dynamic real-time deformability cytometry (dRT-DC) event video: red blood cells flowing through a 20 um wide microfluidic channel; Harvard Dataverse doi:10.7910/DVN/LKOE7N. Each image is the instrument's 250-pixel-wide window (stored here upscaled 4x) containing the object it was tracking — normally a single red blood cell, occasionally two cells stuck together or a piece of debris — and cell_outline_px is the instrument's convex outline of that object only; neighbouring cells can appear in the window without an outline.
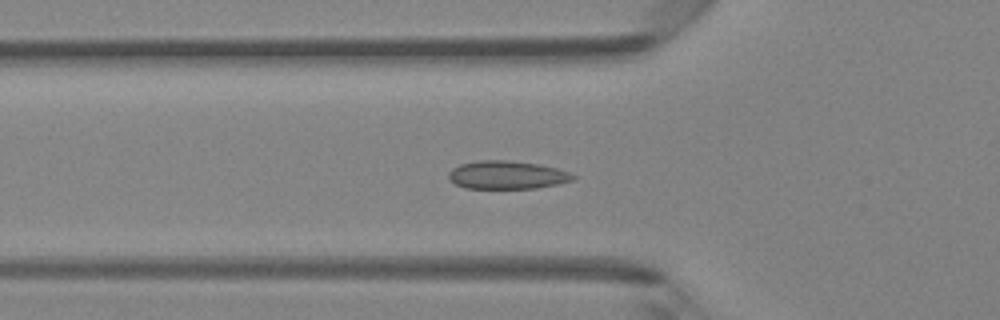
{"species": "Egyptian fruit bat (a non-hibernating species)", "species_latin": "Rousettus aegyptiacus", "temperature_condition": "room temperature", "stored_images_in_passage": 37, "camera_frame_rate_fps": 3000, "um_per_image_px": 0.085, "animal": {"sex": "female"}, "frame": {"image": 1, "passage_image": 5, "time_ms": 1.333, "image_size_px": [1000, 320], "cell_outline_px": [[576, 176], [572, 180], [560, 184], [536, 188], [464, 188], [448, 180], [448, 172], [452, 168], [460, 164], [480, 160], [508, 160], [540, 164], [556, 168], [568, 172]], "centroid_in_image_um": [43.07, 14.87], "position_along_channel_um": 82.7, "area_um2": 20.52}}
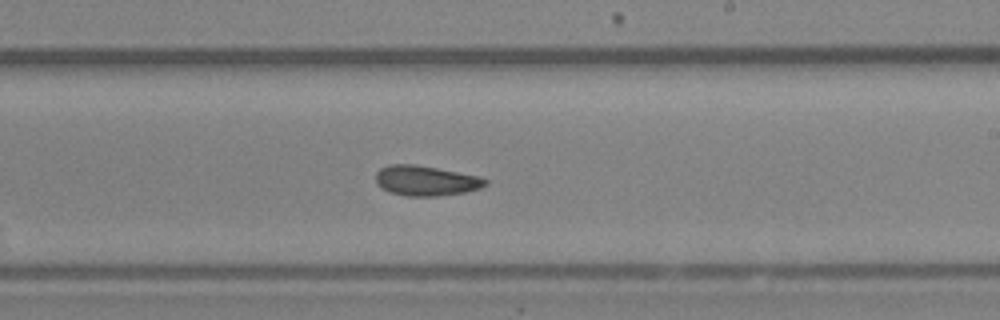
{"frame": {"image": 2, "passage_image": 17, "time_ms": 5.333, "image_size_px": [1000, 320], "cell_outline_px": [[488, 184], [480, 188], [464, 192], [436, 196], [408, 196], [392, 192], [376, 184], [376, 172], [380, 168], [388, 164], [412, 164], [436, 168], [480, 176], [488, 180]], "centroid_in_image_um": [36.21, 15.35], "position_along_channel_um": 252.8, "area_um2": 19.07}}
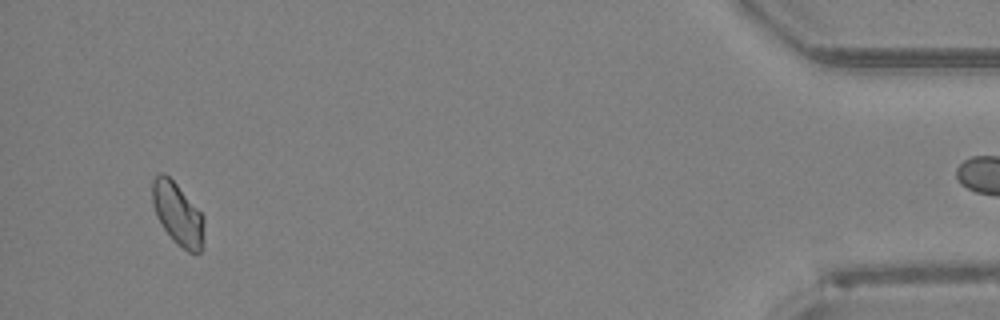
{"frame": {"image": 3, "passage_image": 34, "time_ms": 11.0, "image_size_px": [1000, 320], "cell_outline_px": [[204, 224], [200, 252], [188, 252], [176, 244], [164, 228], [156, 216], [152, 204], [152, 180], [160, 172], [164, 172], [176, 184], [204, 216]], "centroid_in_image_um": [15.08, 18.16], "position_along_channel_um": 420.1, "area_um2": 18.55}}